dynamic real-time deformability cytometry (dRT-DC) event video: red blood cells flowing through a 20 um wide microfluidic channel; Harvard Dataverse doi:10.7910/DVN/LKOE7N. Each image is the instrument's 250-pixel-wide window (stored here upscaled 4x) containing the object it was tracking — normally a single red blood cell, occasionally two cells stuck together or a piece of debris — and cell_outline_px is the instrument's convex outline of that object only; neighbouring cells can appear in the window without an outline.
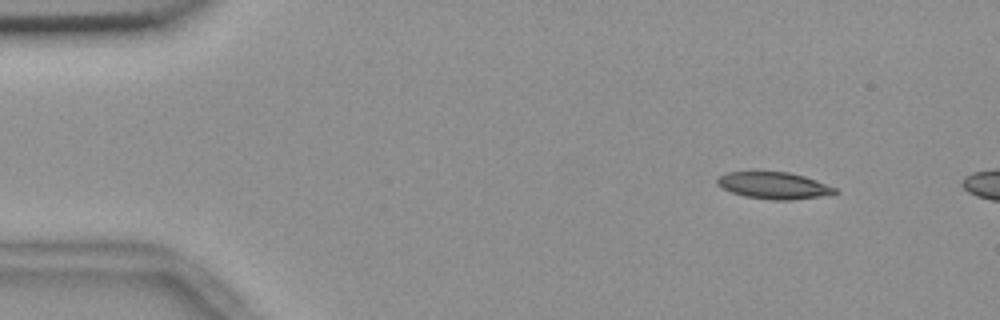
{"species": "common noctule bat (a hibernating species)", "species_latin": "Nyctalus noctula", "temperature_condition": "room temperature", "stored_images_in_passage": 3, "camera_frame_rate_fps": 3000, "um_per_image_px": 0.085, "animal": {"sex": "female", "body_mass_g": 18.4}, "frame": {"image": 1, "passage_image": 1, "time_ms": 0.0, "image_size_px": [1000, 320], "cell_outline_px": [[840, 192], [820, 196], [792, 200], [772, 200], [744, 196], [732, 192], [716, 184], [716, 180], [720, 176], [728, 172], [788, 172], [804, 176], [816, 180], [836, 188]], "centroid_in_image_um": [65.79, 15.77], "position_along_channel_um": 19.2, "area_um2": 18.21}}